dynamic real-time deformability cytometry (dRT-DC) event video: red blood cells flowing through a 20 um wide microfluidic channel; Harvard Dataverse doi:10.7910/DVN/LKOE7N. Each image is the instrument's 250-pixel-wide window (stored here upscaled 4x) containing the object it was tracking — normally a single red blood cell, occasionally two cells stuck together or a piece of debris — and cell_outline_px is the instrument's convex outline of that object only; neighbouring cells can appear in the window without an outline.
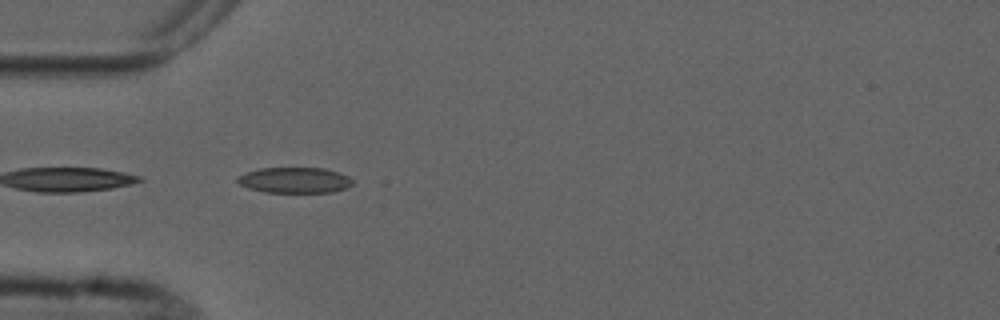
{"species": "common noctule bat (a hibernating species)", "species_latin": "Nyctalus noctula", "temperature_condition": "cold", "stored_images_in_passage": 4, "camera_frame_rate_fps": 3000, "um_per_image_px": 0.085, "animal": {"sex": "male", "forearm_length_mm": 52.5}, "frame": {"image": 1, "passage_image": 3, "time_ms": 3.333, "image_size_px": [1000, 320], "cell_outline_px": [[352, 184], [344, 188], [332, 192], [264, 192], [248, 188], [240, 184], [236, 180], [236, 176], [260, 168], [324, 168], [348, 176], [352, 180]], "centroid_in_image_um": [25.0, 15.31], "position_along_channel_um": 60.0, "area_um2": 17.05}}